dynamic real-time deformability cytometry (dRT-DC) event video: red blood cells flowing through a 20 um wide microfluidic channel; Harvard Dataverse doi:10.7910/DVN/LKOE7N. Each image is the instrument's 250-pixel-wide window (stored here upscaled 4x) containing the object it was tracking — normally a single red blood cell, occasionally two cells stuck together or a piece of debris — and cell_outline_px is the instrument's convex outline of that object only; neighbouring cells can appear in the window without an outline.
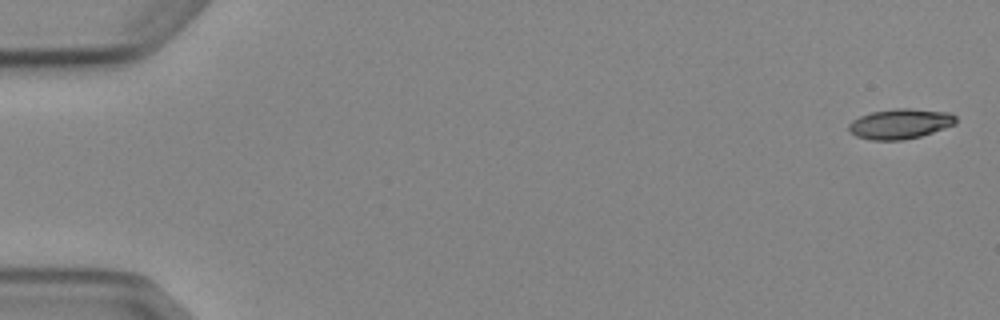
{"species": "Egyptian fruit bat (a non-hibernating species)", "species_latin": "Rousettus aegyptiacus", "temperature_condition": "cold", "stored_images_in_passage": 5, "camera_frame_rate_fps": 3000, "um_per_image_px": 0.085, "animal": {"sex": "female"}, "frame": {"image": 1, "passage_image": 1, "time_ms": 0.0, "image_size_px": [1000, 320], "cell_outline_px": [[956, 124], [920, 136], [904, 140], [872, 140], [856, 136], [848, 128], [848, 124], [852, 120], [860, 116], [872, 112], [896, 108], [908, 108], [948, 112], [956, 116]], "centroid_in_image_um": [76.51, 10.52], "position_along_channel_um": 8.5, "area_um2": 18.67}}